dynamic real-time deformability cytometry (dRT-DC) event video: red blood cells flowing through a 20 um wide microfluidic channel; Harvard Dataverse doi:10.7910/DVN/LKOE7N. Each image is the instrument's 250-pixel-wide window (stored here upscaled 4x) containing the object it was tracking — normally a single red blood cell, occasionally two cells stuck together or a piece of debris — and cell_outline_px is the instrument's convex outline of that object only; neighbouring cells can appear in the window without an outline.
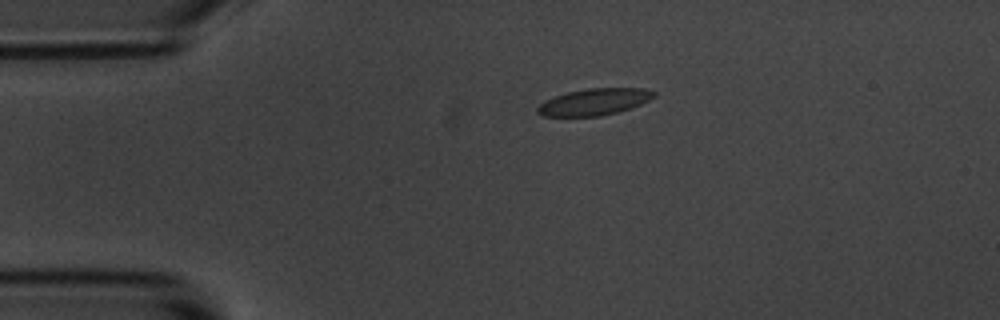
{"species": "common noctule bat (a hibernating species)", "species_latin": "Nyctalus noctula", "temperature_condition": "room temperature", "stored_images_in_passage": 4, "camera_frame_rate_fps": 3000, "um_per_image_px": 0.085, "animal": {"sex": "male", "body_mass_g": 20.1, "forearm_length_mm": 53.5}, "frame": {"image": 1, "passage_image": 3, "time_ms": 2.333, "image_size_px": [1000, 320], "cell_outline_px": [[656, 96], [632, 108], [600, 116], [544, 116], [536, 112], [536, 108], [544, 100], [568, 92], [588, 88], [640, 88], [656, 92]], "centroid_in_image_um": [50.5, 8.66], "position_along_channel_um": 34.5, "area_um2": 17.98}}